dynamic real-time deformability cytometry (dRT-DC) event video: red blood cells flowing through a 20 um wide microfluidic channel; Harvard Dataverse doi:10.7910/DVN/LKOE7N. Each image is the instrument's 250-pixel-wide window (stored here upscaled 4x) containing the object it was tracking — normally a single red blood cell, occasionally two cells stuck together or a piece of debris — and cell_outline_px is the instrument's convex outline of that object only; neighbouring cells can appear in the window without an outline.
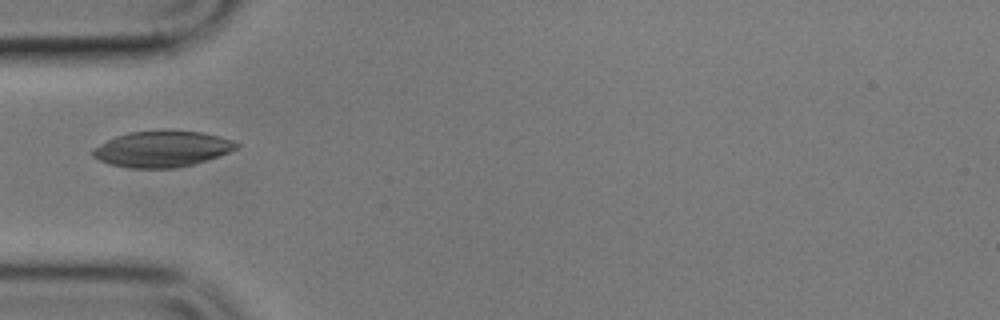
{"species": "common noctule bat (a hibernating species)", "species_latin": "Nyctalus noctula", "temperature_condition": "cold", "stored_images_in_passage": 4, "camera_frame_rate_fps": 3000, "um_per_image_px": 0.085, "animal": {"sex": "male", "body_mass_g": 17.9}, "frame": {"image": 1, "passage_image": 1, "time_ms": 0.0, "image_size_px": [1000, 320], "cell_outline_px": [[240, 144], [236, 148], [228, 152], [192, 164], [176, 168], [128, 168], [108, 164], [92, 156], [92, 148], [116, 136], [128, 132], [200, 132], [220, 136], [232, 140]], "centroid_in_image_um": [13.73, 12.68], "position_along_channel_um": 71.3, "area_um2": 29.48}}
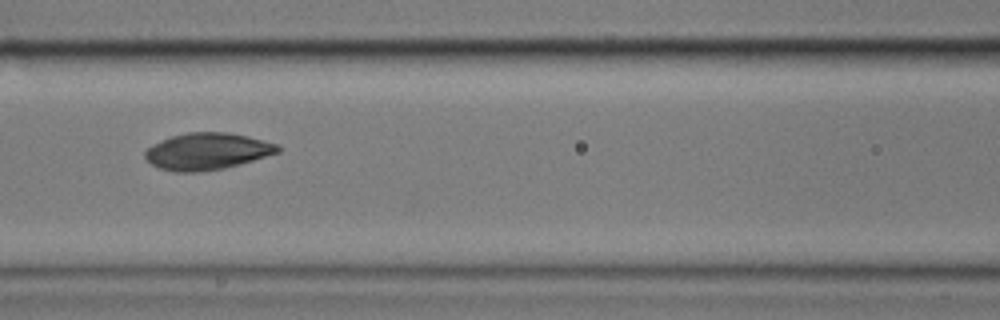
{"frame": {"image": 2, "passage_image": 3, "time_ms": 2.333, "image_size_px": [1000, 320], "cell_outline_px": [[280, 152], [240, 164], [224, 168], [196, 172], [172, 172], [160, 168], [152, 164], [144, 156], [144, 152], [152, 144], [172, 136], [188, 132], [228, 132], [248, 136], [276, 144], [280, 148]], "centroid_in_image_um": [17.6, 12.86], "position_along_channel_um": 149.0, "area_um2": 28.32}}
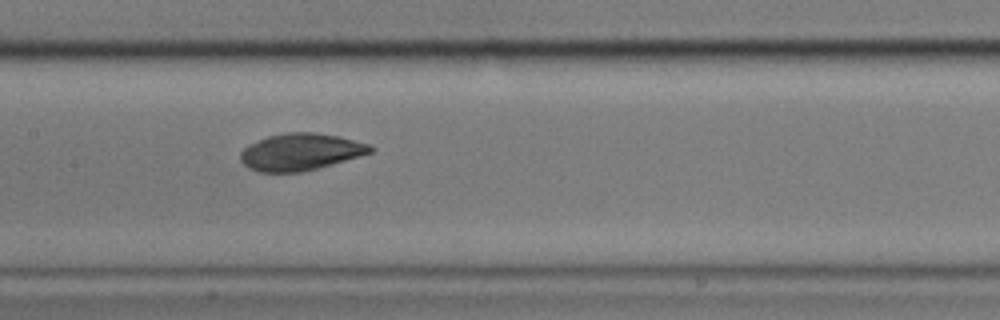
{"frame": {"image": 3, "passage_image": 4, "time_ms": 3.333, "image_size_px": [1000, 320], "cell_outline_px": [[376, 148], [372, 152], [360, 156], [332, 164], [300, 172], [260, 172], [248, 168], [240, 160], [240, 152], [248, 144], [268, 136], [288, 132], [316, 132], [340, 136], [368, 144]], "centroid_in_image_um": [25.54, 12.9], "position_along_channel_um": 181.9, "area_um2": 27.98}}